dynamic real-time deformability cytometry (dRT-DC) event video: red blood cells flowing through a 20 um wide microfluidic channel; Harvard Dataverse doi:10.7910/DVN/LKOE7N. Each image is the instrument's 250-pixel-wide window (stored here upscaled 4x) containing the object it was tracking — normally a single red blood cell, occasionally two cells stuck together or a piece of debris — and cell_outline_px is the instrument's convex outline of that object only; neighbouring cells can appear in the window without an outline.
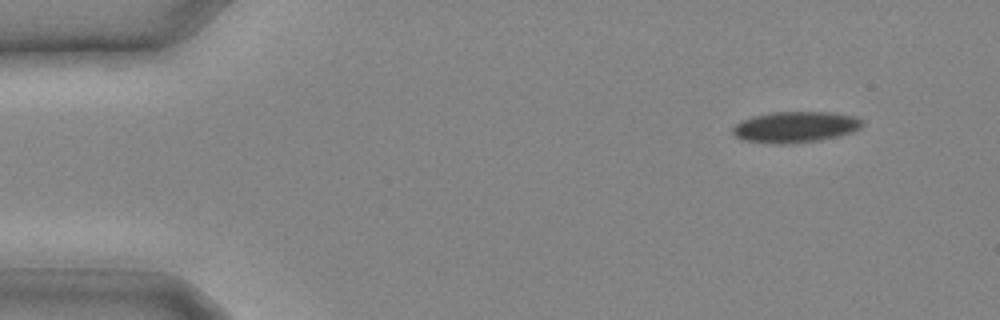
{"species": "common noctule bat (a hibernating species)", "species_latin": "Nyctalus noctula", "temperature_condition": "cold", "stored_images_in_passage": 8, "camera_frame_rate_fps": 3000, "um_per_image_px": 0.085, "animal": {"sex": "male", "body_mass_g": 20.4}, "frame": {"image": 1, "passage_image": 1, "time_ms": 0.0, "image_size_px": [1000, 320], "cell_outline_px": [[864, 124], [860, 128], [852, 132], [820, 140], [780, 144], [744, 140], [736, 136], [732, 132], [732, 128], [740, 120], [752, 116], [772, 112], [832, 112], [856, 116]], "centroid_in_image_um": [67.6, 10.78], "position_along_channel_um": 17.4, "area_um2": 23.29}}
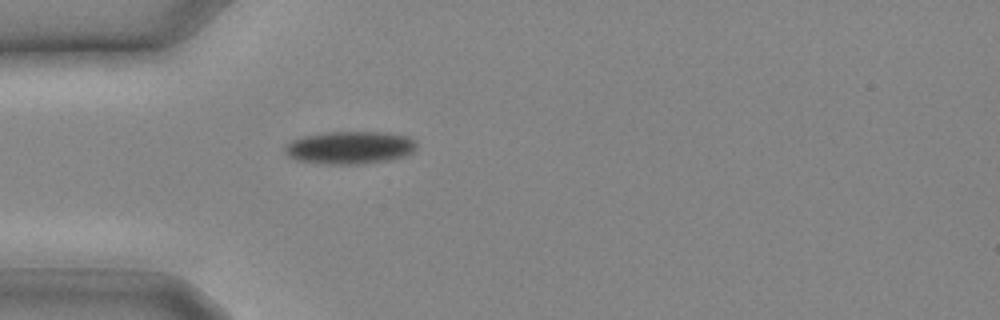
{"frame": {"image": 2, "passage_image": 6, "time_ms": 1.667, "image_size_px": [1000, 320], "cell_outline_px": [[416, 148], [412, 152], [404, 156], [388, 160], [360, 164], [320, 164], [296, 160], [288, 156], [284, 152], [284, 148], [292, 140], [304, 136], [328, 132], [380, 132], [408, 136], [416, 140]], "centroid_in_image_um": [29.73, 12.55], "position_along_channel_um": 55.3, "area_um2": 25.14}}
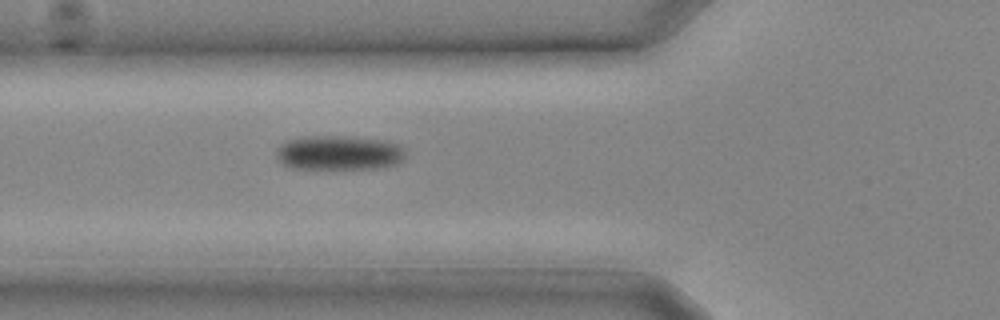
{"frame": {"image": 3, "passage_image": 8, "time_ms": 2.333, "image_size_px": [1000, 320], "cell_outline_px": [[404, 160], [400, 164], [384, 168], [292, 168], [280, 164], [276, 160], [276, 148], [284, 140], [308, 136], [336, 136], [384, 140], [400, 144], [404, 148]], "centroid_in_image_um": [28.8, 12.99], "position_along_channel_um": 97.0, "area_um2": 26.36}}